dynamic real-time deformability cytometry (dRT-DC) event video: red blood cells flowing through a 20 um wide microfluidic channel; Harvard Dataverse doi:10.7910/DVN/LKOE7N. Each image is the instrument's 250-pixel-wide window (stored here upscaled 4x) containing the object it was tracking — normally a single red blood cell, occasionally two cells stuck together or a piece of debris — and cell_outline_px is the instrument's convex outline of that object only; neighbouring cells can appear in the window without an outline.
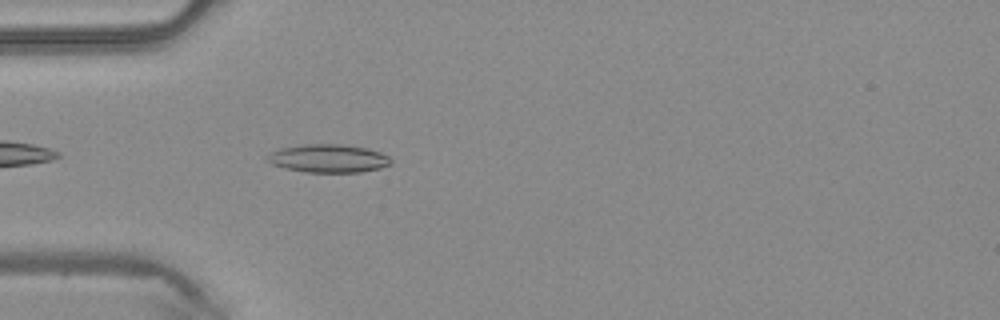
{"species": "common noctule bat (a hibernating species)", "species_latin": "Nyctalus noctula", "temperature_condition": "warm", "stored_images_in_passage": 6, "camera_frame_rate_fps": 3000, "um_per_image_px": 0.085, "animal": {"sex": "male", "body_mass_g": 20.4}, "frame": {"image": 1, "passage_image": 3, "time_ms": 0.667, "image_size_px": [1000, 320], "cell_outline_px": [[392, 164], [380, 168], [360, 172], [304, 172], [272, 164], [264, 160], [264, 156], [280, 148], [304, 144], [340, 144], [368, 148], [380, 152], [388, 156], [392, 160]], "centroid_in_image_um": [27.9, 13.46], "position_along_channel_um": 57.1, "area_um2": 20.4}}